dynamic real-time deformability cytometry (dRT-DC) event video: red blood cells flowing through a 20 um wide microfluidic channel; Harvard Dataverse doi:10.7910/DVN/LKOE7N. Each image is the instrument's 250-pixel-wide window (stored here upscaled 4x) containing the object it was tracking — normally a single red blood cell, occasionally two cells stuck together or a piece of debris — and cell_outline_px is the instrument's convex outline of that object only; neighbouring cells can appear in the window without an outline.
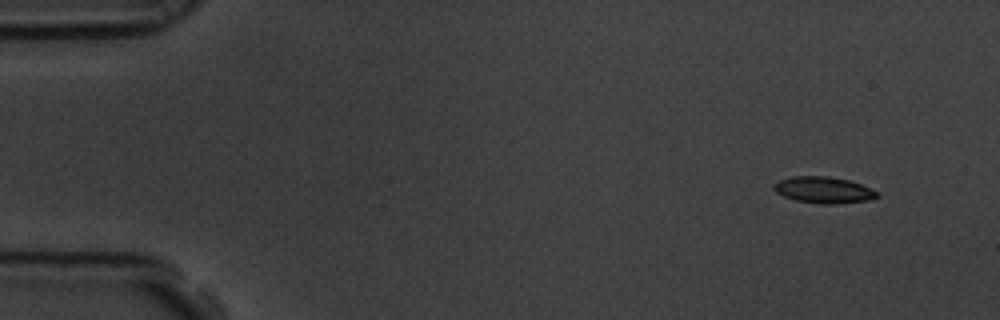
{"species": "common noctule bat (a hibernating species)", "species_latin": "Nyctalus noctula", "temperature_condition": "room temperature", "stored_images_in_passage": 9, "camera_frame_rate_fps": 3000, "um_per_image_px": 0.085, "animal": {"sex": "male", "body_mass_g": 19.5, "forearm_length_mm": 54.6}, "frame": {"image": 1, "passage_image": 1, "time_ms": 0.0, "image_size_px": [1000, 320], "cell_outline_px": [[880, 196], [868, 200], [836, 204], [820, 204], [796, 200], [784, 196], [776, 192], [772, 188], [780, 180], [792, 176], [828, 176], [848, 180], [860, 184], [876, 192]], "centroid_in_image_um": [69.99, 16.15], "position_along_channel_um": 15.0, "area_um2": 15.66}}
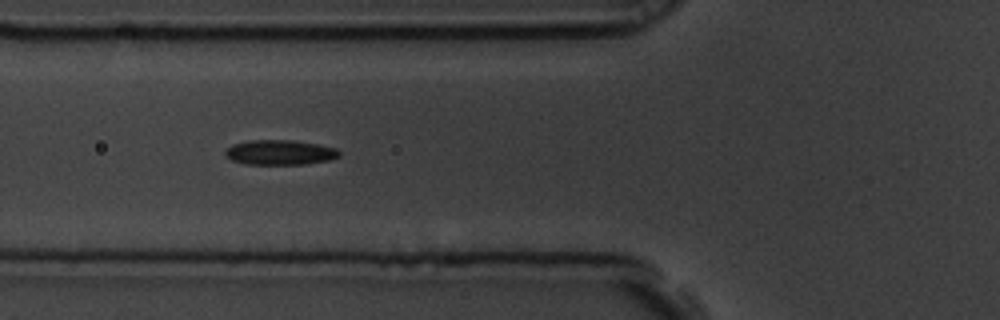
{"frame": {"image": 2, "passage_image": 6, "time_ms": 1.667, "image_size_px": [1000, 320], "cell_outline_px": [[340, 156], [328, 160], [304, 164], [244, 164], [232, 160], [224, 156], [224, 148], [232, 144], [248, 140], [292, 140], [316, 144], [336, 148], [340, 152]], "centroid_in_image_um": [23.72, 12.95], "position_along_channel_um": 102.1, "area_um2": 16.65}}
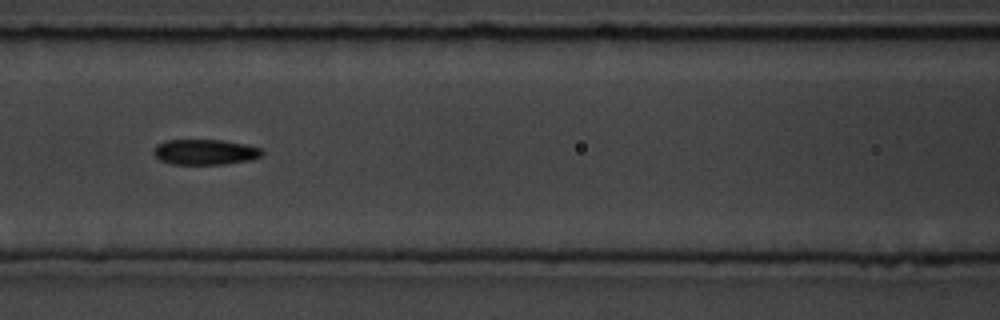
{"frame": {"image": 3, "passage_image": 7, "time_ms": 2.0, "image_size_px": [1000, 320], "cell_outline_px": [[264, 152], [260, 156], [252, 160], [224, 164], [172, 164], [160, 160], [152, 152], [156, 144], [168, 140], [220, 140], [244, 144], [260, 148]], "centroid_in_image_um": [17.41, 12.92], "position_along_channel_um": 149.2, "area_um2": 16.01}}